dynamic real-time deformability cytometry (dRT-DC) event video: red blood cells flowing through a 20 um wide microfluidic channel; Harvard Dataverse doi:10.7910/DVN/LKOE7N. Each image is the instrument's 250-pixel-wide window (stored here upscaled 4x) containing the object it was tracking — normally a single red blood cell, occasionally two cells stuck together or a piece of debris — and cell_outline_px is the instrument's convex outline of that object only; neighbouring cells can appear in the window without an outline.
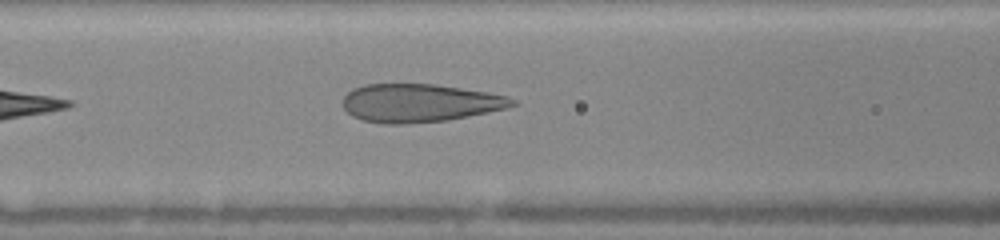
{"species": "human", "species_latin": "Homo sapiens", "temperature_condition": "warm", "stored_images_in_passage": 46, "camera_frame_rate_fps": 3000, "um_per_image_px": 0.085, "donor": {"sex": "female"}, "frame": {"image": 1, "passage_image": 5, "time_ms": 2.0, "image_size_px": [1000, 240], "cell_outline_px": [[516, 104], [508, 108], [448, 120], [404, 124], [384, 124], [360, 120], [352, 116], [340, 104], [344, 96], [352, 88], [364, 84], [432, 84], [460, 88], [508, 96], [516, 100]], "centroid_in_image_um": [35.61, 8.76], "position_along_channel_um": 131.0, "area_um2": 37.86}}
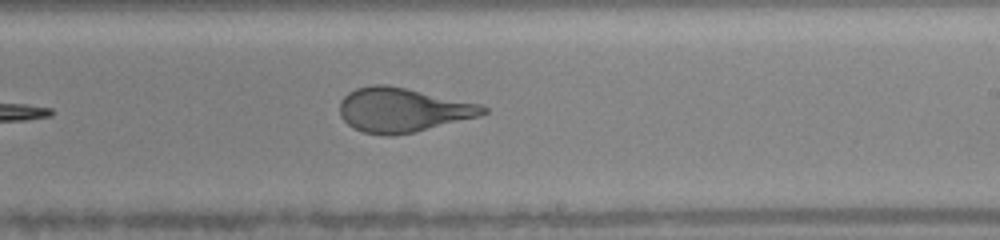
{"frame": {"image": 2, "passage_image": 18, "time_ms": 5.0, "image_size_px": [1000, 240], "cell_outline_px": [[488, 112], [480, 116], [412, 132], [392, 136], [384, 136], [364, 132], [352, 128], [340, 116], [340, 100], [348, 92], [356, 88], [372, 84], [388, 84], [480, 104], [488, 108]], "centroid_in_image_um": [34.19, 9.34], "position_along_channel_um": 254.8, "area_um2": 36.93}}
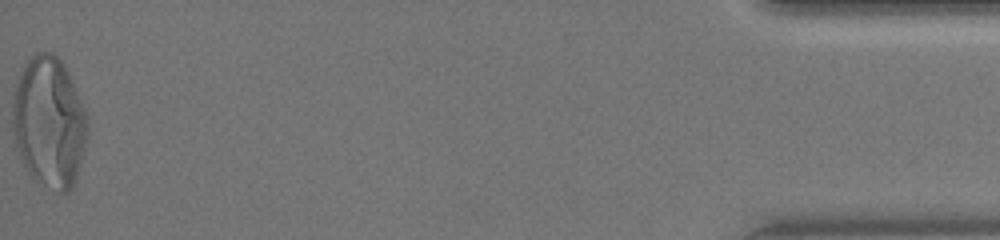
{"frame": {"image": 3, "passage_image": 45, "time_ms": 11.333, "image_size_px": [1000, 240], "cell_outline_px": [[88, 132], [84, 148], [76, 176], [72, 188], [68, 192], [56, 192], [32, 180], [24, 164], [16, 144], [12, 128], [12, 104], [16, 84], [28, 60], [36, 52], [52, 52], [64, 64], [68, 72], [88, 116]], "centroid_in_image_um": [4.18, 10.41], "position_along_channel_um": 431.0, "area_um2": 57.05}, "authors_computed_cell_mechanics": {"area_um2": 37.859, "velocity_mm_per_s": 4.1183, "shape_relaxation_time_tau1_ms": 6.5918, "shape_relaxation_time_tau2_ms": null, "deformation_change_tau1": 0.24, "deformation_change_tau2": null}}